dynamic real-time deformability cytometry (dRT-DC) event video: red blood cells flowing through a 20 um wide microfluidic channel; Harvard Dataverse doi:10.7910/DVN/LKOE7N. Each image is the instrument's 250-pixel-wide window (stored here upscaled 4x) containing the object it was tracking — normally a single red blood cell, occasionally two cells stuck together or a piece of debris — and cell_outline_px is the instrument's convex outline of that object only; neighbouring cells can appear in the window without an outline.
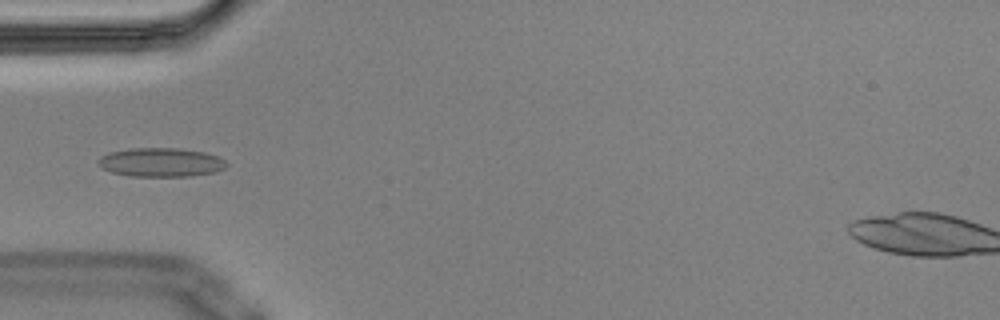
{"species": "Egyptian fruit bat (a non-hibernating species)", "species_latin": "Rousettus aegyptiacus", "temperature_condition": "cold", "stored_images_in_passage": 7, "camera_frame_rate_fps": 3000, "um_per_image_px": 0.085, "animal": {"sex": "male"}, "frame": {"image": 1, "passage_image": 5, "time_ms": 1.333, "image_size_px": [1000, 320], "cell_outline_px": [[228, 164], [224, 168], [216, 172], [192, 176], [128, 176], [112, 172], [100, 168], [100, 156], [108, 152], [132, 148], [176, 148], [204, 152], [216, 156], [224, 160]], "centroid_in_image_um": [13.67, 13.8], "position_along_channel_um": 71.3, "area_um2": 21.56}}